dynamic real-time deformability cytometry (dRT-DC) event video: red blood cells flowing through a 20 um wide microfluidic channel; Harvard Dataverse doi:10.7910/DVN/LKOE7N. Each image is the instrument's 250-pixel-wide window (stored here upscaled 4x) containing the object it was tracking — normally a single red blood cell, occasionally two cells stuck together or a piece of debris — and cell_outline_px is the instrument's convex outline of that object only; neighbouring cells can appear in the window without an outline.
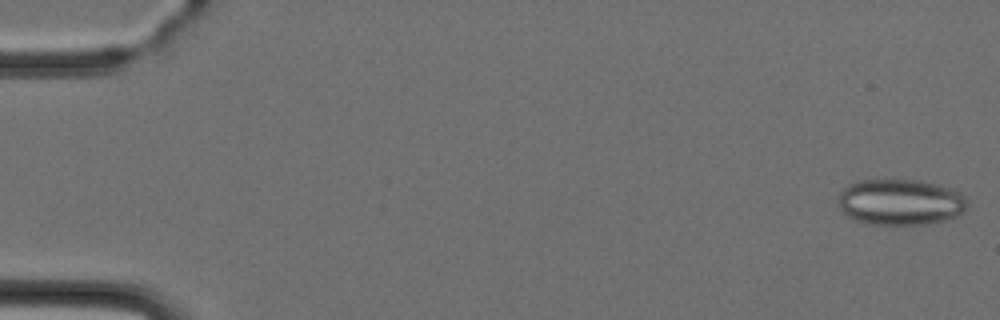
{"species": "Egyptian fruit bat (a non-hibernating species)", "species_latin": "Rousettus aegyptiacus", "temperature_condition": "cold", "stored_images_in_passage": 4, "camera_frame_rate_fps": 3000, "um_per_image_px": 0.085, "animal": {"sex": "female"}, "frame": {"image": 1, "passage_image": 1, "time_ms": 0.0, "image_size_px": [1000, 320], "cell_outline_px": [[968, 204], [964, 212], [956, 216], [944, 220], [928, 224], [868, 224], [856, 220], [848, 216], [836, 204], [836, 200], [840, 192], [848, 184], [856, 180], [892, 176], [920, 180], [936, 184], [960, 192], [968, 200]], "centroid_in_image_um": [76.48, 17.12], "position_along_channel_um": 8.5, "area_um2": 35.78}}